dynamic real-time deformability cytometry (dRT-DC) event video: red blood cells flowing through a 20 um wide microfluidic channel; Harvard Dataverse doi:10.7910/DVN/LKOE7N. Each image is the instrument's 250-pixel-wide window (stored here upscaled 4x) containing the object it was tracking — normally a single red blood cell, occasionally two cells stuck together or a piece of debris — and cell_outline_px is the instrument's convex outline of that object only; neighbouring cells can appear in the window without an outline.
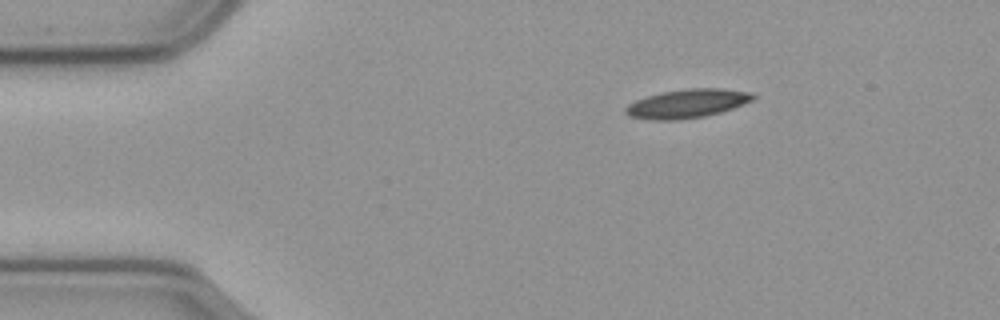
{"species": "common noctule bat (a hibernating species)", "species_latin": "Nyctalus noctula", "temperature_condition": "cold", "stored_images_in_passage": 7, "camera_frame_rate_fps": 3000, "um_per_image_px": 0.085, "animal": {"sex": "male", "body_mass_g": 23.1, "forearm_length_mm": 52.7}, "frame": {"image": 1, "passage_image": 1, "time_ms": 0.0, "image_size_px": [1000, 320], "cell_outline_px": [[756, 96], [752, 100], [732, 108], [720, 112], [704, 116], [680, 120], [648, 120], [628, 116], [624, 112], [624, 108], [628, 104], [636, 100], [660, 92], [688, 88], [720, 88], [748, 92]], "centroid_in_image_um": [58.34, 8.81], "position_along_channel_um": 26.7, "area_um2": 21.33}}